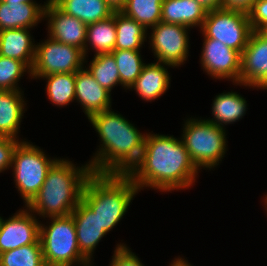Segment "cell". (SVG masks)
<instances>
[{"label":"cell","mask_w":267,"mask_h":266,"mask_svg":"<svg viewBox=\"0 0 267 266\" xmlns=\"http://www.w3.org/2000/svg\"><path fill=\"white\" fill-rule=\"evenodd\" d=\"M200 171L190 159L181 138L148 132L139 162L128 173L139 192L185 190L195 185Z\"/></svg>","instance_id":"obj_1"},{"label":"cell","mask_w":267,"mask_h":266,"mask_svg":"<svg viewBox=\"0 0 267 266\" xmlns=\"http://www.w3.org/2000/svg\"><path fill=\"white\" fill-rule=\"evenodd\" d=\"M112 110L88 118L100 138V145L88 162L93 173L128 174L141 158L147 132H140Z\"/></svg>","instance_id":"obj_2"},{"label":"cell","mask_w":267,"mask_h":266,"mask_svg":"<svg viewBox=\"0 0 267 266\" xmlns=\"http://www.w3.org/2000/svg\"><path fill=\"white\" fill-rule=\"evenodd\" d=\"M76 165L67 158L58 157L38 194L26 207L43 219L71 214L82 200L84 185L93 173L89 162Z\"/></svg>","instance_id":"obj_3"},{"label":"cell","mask_w":267,"mask_h":266,"mask_svg":"<svg viewBox=\"0 0 267 266\" xmlns=\"http://www.w3.org/2000/svg\"><path fill=\"white\" fill-rule=\"evenodd\" d=\"M138 192L128 174L92 173L84 185L82 200L109 233L124 218Z\"/></svg>","instance_id":"obj_4"},{"label":"cell","mask_w":267,"mask_h":266,"mask_svg":"<svg viewBox=\"0 0 267 266\" xmlns=\"http://www.w3.org/2000/svg\"><path fill=\"white\" fill-rule=\"evenodd\" d=\"M181 140L187 149L190 159L200 171L217 167L227 151L226 128L201 118L184 120Z\"/></svg>","instance_id":"obj_5"},{"label":"cell","mask_w":267,"mask_h":266,"mask_svg":"<svg viewBox=\"0 0 267 266\" xmlns=\"http://www.w3.org/2000/svg\"><path fill=\"white\" fill-rule=\"evenodd\" d=\"M40 222V241L45 266H93L79 250L74 219L71 214L49 217Z\"/></svg>","instance_id":"obj_6"},{"label":"cell","mask_w":267,"mask_h":266,"mask_svg":"<svg viewBox=\"0 0 267 266\" xmlns=\"http://www.w3.org/2000/svg\"><path fill=\"white\" fill-rule=\"evenodd\" d=\"M25 140L24 138L15 147L10 169L15 188L26 207L38 194L49 168L58 158L51 159L39 146Z\"/></svg>","instance_id":"obj_7"},{"label":"cell","mask_w":267,"mask_h":266,"mask_svg":"<svg viewBox=\"0 0 267 266\" xmlns=\"http://www.w3.org/2000/svg\"><path fill=\"white\" fill-rule=\"evenodd\" d=\"M199 31L203 38L216 39L242 54L253 30L248 12L220 8L207 12Z\"/></svg>","instance_id":"obj_8"},{"label":"cell","mask_w":267,"mask_h":266,"mask_svg":"<svg viewBox=\"0 0 267 266\" xmlns=\"http://www.w3.org/2000/svg\"><path fill=\"white\" fill-rule=\"evenodd\" d=\"M81 49L52 40L49 36L36 43L31 79H39L54 73H76L87 65Z\"/></svg>","instance_id":"obj_9"},{"label":"cell","mask_w":267,"mask_h":266,"mask_svg":"<svg viewBox=\"0 0 267 266\" xmlns=\"http://www.w3.org/2000/svg\"><path fill=\"white\" fill-rule=\"evenodd\" d=\"M190 29L187 26L162 21L149 28L151 33H148L147 39H149V49L157 58L155 61L174 68L184 65L189 56V49H191L188 36Z\"/></svg>","instance_id":"obj_10"},{"label":"cell","mask_w":267,"mask_h":266,"mask_svg":"<svg viewBox=\"0 0 267 266\" xmlns=\"http://www.w3.org/2000/svg\"><path fill=\"white\" fill-rule=\"evenodd\" d=\"M200 64L213 79L240 84L242 54L216 39L203 38Z\"/></svg>","instance_id":"obj_11"},{"label":"cell","mask_w":267,"mask_h":266,"mask_svg":"<svg viewBox=\"0 0 267 266\" xmlns=\"http://www.w3.org/2000/svg\"><path fill=\"white\" fill-rule=\"evenodd\" d=\"M0 221V254L24 245L34 244L40 238V222L27 207L19 209Z\"/></svg>","instance_id":"obj_12"},{"label":"cell","mask_w":267,"mask_h":266,"mask_svg":"<svg viewBox=\"0 0 267 266\" xmlns=\"http://www.w3.org/2000/svg\"><path fill=\"white\" fill-rule=\"evenodd\" d=\"M44 19L52 40L75 46L81 49L85 56L87 25L78 18L61 11L51 0H46Z\"/></svg>","instance_id":"obj_13"},{"label":"cell","mask_w":267,"mask_h":266,"mask_svg":"<svg viewBox=\"0 0 267 266\" xmlns=\"http://www.w3.org/2000/svg\"><path fill=\"white\" fill-rule=\"evenodd\" d=\"M241 58L240 84L233 85L255 89L267 78V38L253 30Z\"/></svg>","instance_id":"obj_14"},{"label":"cell","mask_w":267,"mask_h":266,"mask_svg":"<svg viewBox=\"0 0 267 266\" xmlns=\"http://www.w3.org/2000/svg\"><path fill=\"white\" fill-rule=\"evenodd\" d=\"M75 86V101L81 105L87 119L112 109V93L102 87L85 67L75 73Z\"/></svg>","instance_id":"obj_15"},{"label":"cell","mask_w":267,"mask_h":266,"mask_svg":"<svg viewBox=\"0 0 267 266\" xmlns=\"http://www.w3.org/2000/svg\"><path fill=\"white\" fill-rule=\"evenodd\" d=\"M71 215L74 219L79 250L93 263L94 251L107 232L101 228L97 215L83 200L79 202Z\"/></svg>","instance_id":"obj_16"},{"label":"cell","mask_w":267,"mask_h":266,"mask_svg":"<svg viewBox=\"0 0 267 266\" xmlns=\"http://www.w3.org/2000/svg\"><path fill=\"white\" fill-rule=\"evenodd\" d=\"M44 4L37 2L18 3L0 0V31L4 29H34L44 20Z\"/></svg>","instance_id":"obj_17"},{"label":"cell","mask_w":267,"mask_h":266,"mask_svg":"<svg viewBox=\"0 0 267 266\" xmlns=\"http://www.w3.org/2000/svg\"><path fill=\"white\" fill-rule=\"evenodd\" d=\"M171 65L161 62L147 63L143 66L140 76L130 89L146 102H154L160 98L171 86V77L168 68Z\"/></svg>","instance_id":"obj_18"},{"label":"cell","mask_w":267,"mask_h":266,"mask_svg":"<svg viewBox=\"0 0 267 266\" xmlns=\"http://www.w3.org/2000/svg\"><path fill=\"white\" fill-rule=\"evenodd\" d=\"M29 28L0 31V55L25 63L30 69L35 59L36 43Z\"/></svg>","instance_id":"obj_19"},{"label":"cell","mask_w":267,"mask_h":266,"mask_svg":"<svg viewBox=\"0 0 267 266\" xmlns=\"http://www.w3.org/2000/svg\"><path fill=\"white\" fill-rule=\"evenodd\" d=\"M24 91L0 90V135L16 140L26 109Z\"/></svg>","instance_id":"obj_20"},{"label":"cell","mask_w":267,"mask_h":266,"mask_svg":"<svg viewBox=\"0 0 267 266\" xmlns=\"http://www.w3.org/2000/svg\"><path fill=\"white\" fill-rule=\"evenodd\" d=\"M207 12L194 0H163L161 21L200 30Z\"/></svg>","instance_id":"obj_21"},{"label":"cell","mask_w":267,"mask_h":266,"mask_svg":"<svg viewBox=\"0 0 267 266\" xmlns=\"http://www.w3.org/2000/svg\"><path fill=\"white\" fill-rule=\"evenodd\" d=\"M211 109L213 118L206 119L219 127L226 128V125L242 119L248 108L246 99L240 93L228 91L214 97Z\"/></svg>","instance_id":"obj_22"},{"label":"cell","mask_w":267,"mask_h":266,"mask_svg":"<svg viewBox=\"0 0 267 266\" xmlns=\"http://www.w3.org/2000/svg\"><path fill=\"white\" fill-rule=\"evenodd\" d=\"M61 11L78 18L85 25L106 19L114 9L106 0H51Z\"/></svg>","instance_id":"obj_23"},{"label":"cell","mask_w":267,"mask_h":266,"mask_svg":"<svg viewBox=\"0 0 267 266\" xmlns=\"http://www.w3.org/2000/svg\"><path fill=\"white\" fill-rule=\"evenodd\" d=\"M115 12L112 16L87 25L85 58L91 49L94 55L111 53L116 43Z\"/></svg>","instance_id":"obj_24"},{"label":"cell","mask_w":267,"mask_h":266,"mask_svg":"<svg viewBox=\"0 0 267 266\" xmlns=\"http://www.w3.org/2000/svg\"><path fill=\"white\" fill-rule=\"evenodd\" d=\"M115 50H141L147 41L148 30L134 19L115 11Z\"/></svg>","instance_id":"obj_25"},{"label":"cell","mask_w":267,"mask_h":266,"mask_svg":"<svg viewBox=\"0 0 267 266\" xmlns=\"http://www.w3.org/2000/svg\"><path fill=\"white\" fill-rule=\"evenodd\" d=\"M45 80L49 101L59 107L75 102V73H54L40 77Z\"/></svg>","instance_id":"obj_26"},{"label":"cell","mask_w":267,"mask_h":266,"mask_svg":"<svg viewBox=\"0 0 267 266\" xmlns=\"http://www.w3.org/2000/svg\"><path fill=\"white\" fill-rule=\"evenodd\" d=\"M162 3L163 0H127L120 12L148 30L161 22Z\"/></svg>","instance_id":"obj_27"},{"label":"cell","mask_w":267,"mask_h":266,"mask_svg":"<svg viewBox=\"0 0 267 266\" xmlns=\"http://www.w3.org/2000/svg\"><path fill=\"white\" fill-rule=\"evenodd\" d=\"M140 52L141 50H113L111 52L119 71L120 85L125 91L140 76L143 66L146 64Z\"/></svg>","instance_id":"obj_28"},{"label":"cell","mask_w":267,"mask_h":266,"mask_svg":"<svg viewBox=\"0 0 267 266\" xmlns=\"http://www.w3.org/2000/svg\"><path fill=\"white\" fill-rule=\"evenodd\" d=\"M94 79L109 92L120 84L119 71L114 56L111 53L97 54L90 63L84 65Z\"/></svg>","instance_id":"obj_29"},{"label":"cell","mask_w":267,"mask_h":266,"mask_svg":"<svg viewBox=\"0 0 267 266\" xmlns=\"http://www.w3.org/2000/svg\"><path fill=\"white\" fill-rule=\"evenodd\" d=\"M0 266H45L40 239L34 244L2 252Z\"/></svg>","instance_id":"obj_30"},{"label":"cell","mask_w":267,"mask_h":266,"mask_svg":"<svg viewBox=\"0 0 267 266\" xmlns=\"http://www.w3.org/2000/svg\"><path fill=\"white\" fill-rule=\"evenodd\" d=\"M27 73L32 78L31 69L25 63L0 55V90L23 91L18 82Z\"/></svg>","instance_id":"obj_31"},{"label":"cell","mask_w":267,"mask_h":266,"mask_svg":"<svg viewBox=\"0 0 267 266\" xmlns=\"http://www.w3.org/2000/svg\"><path fill=\"white\" fill-rule=\"evenodd\" d=\"M126 244L118 243L109 266H145L140 258Z\"/></svg>","instance_id":"obj_32"},{"label":"cell","mask_w":267,"mask_h":266,"mask_svg":"<svg viewBox=\"0 0 267 266\" xmlns=\"http://www.w3.org/2000/svg\"><path fill=\"white\" fill-rule=\"evenodd\" d=\"M19 142L20 140L0 135V173L11 168L13 152Z\"/></svg>","instance_id":"obj_33"},{"label":"cell","mask_w":267,"mask_h":266,"mask_svg":"<svg viewBox=\"0 0 267 266\" xmlns=\"http://www.w3.org/2000/svg\"><path fill=\"white\" fill-rule=\"evenodd\" d=\"M248 16L252 30L259 31L267 24V0H256Z\"/></svg>","instance_id":"obj_34"},{"label":"cell","mask_w":267,"mask_h":266,"mask_svg":"<svg viewBox=\"0 0 267 266\" xmlns=\"http://www.w3.org/2000/svg\"><path fill=\"white\" fill-rule=\"evenodd\" d=\"M256 0H224V8L248 12Z\"/></svg>","instance_id":"obj_35"},{"label":"cell","mask_w":267,"mask_h":266,"mask_svg":"<svg viewBox=\"0 0 267 266\" xmlns=\"http://www.w3.org/2000/svg\"><path fill=\"white\" fill-rule=\"evenodd\" d=\"M207 11L224 8V0H194Z\"/></svg>","instance_id":"obj_36"},{"label":"cell","mask_w":267,"mask_h":266,"mask_svg":"<svg viewBox=\"0 0 267 266\" xmlns=\"http://www.w3.org/2000/svg\"><path fill=\"white\" fill-rule=\"evenodd\" d=\"M114 11H121L125 6L127 0H106Z\"/></svg>","instance_id":"obj_37"},{"label":"cell","mask_w":267,"mask_h":266,"mask_svg":"<svg viewBox=\"0 0 267 266\" xmlns=\"http://www.w3.org/2000/svg\"><path fill=\"white\" fill-rule=\"evenodd\" d=\"M169 266H192V264L189 263L185 258L178 255L177 258L175 257L174 260H172Z\"/></svg>","instance_id":"obj_38"},{"label":"cell","mask_w":267,"mask_h":266,"mask_svg":"<svg viewBox=\"0 0 267 266\" xmlns=\"http://www.w3.org/2000/svg\"><path fill=\"white\" fill-rule=\"evenodd\" d=\"M256 89L267 90V78Z\"/></svg>","instance_id":"obj_39"},{"label":"cell","mask_w":267,"mask_h":266,"mask_svg":"<svg viewBox=\"0 0 267 266\" xmlns=\"http://www.w3.org/2000/svg\"><path fill=\"white\" fill-rule=\"evenodd\" d=\"M259 32H260L263 36H265V37L267 38V24H266L265 26H263V27L259 30Z\"/></svg>","instance_id":"obj_40"},{"label":"cell","mask_w":267,"mask_h":266,"mask_svg":"<svg viewBox=\"0 0 267 266\" xmlns=\"http://www.w3.org/2000/svg\"><path fill=\"white\" fill-rule=\"evenodd\" d=\"M3 1H16L18 3L36 2L35 0H3Z\"/></svg>","instance_id":"obj_41"},{"label":"cell","mask_w":267,"mask_h":266,"mask_svg":"<svg viewBox=\"0 0 267 266\" xmlns=\"http://www.w3.org/2000/svg\"><path fill=\"white\" fill-rule=\"evenodd\" d=\"M263 201L262 202H264V208H265V211L267 212V194L265 195V197L262 199Z\"/></svg>","instance_id":"obj_42"}]
</instances>
